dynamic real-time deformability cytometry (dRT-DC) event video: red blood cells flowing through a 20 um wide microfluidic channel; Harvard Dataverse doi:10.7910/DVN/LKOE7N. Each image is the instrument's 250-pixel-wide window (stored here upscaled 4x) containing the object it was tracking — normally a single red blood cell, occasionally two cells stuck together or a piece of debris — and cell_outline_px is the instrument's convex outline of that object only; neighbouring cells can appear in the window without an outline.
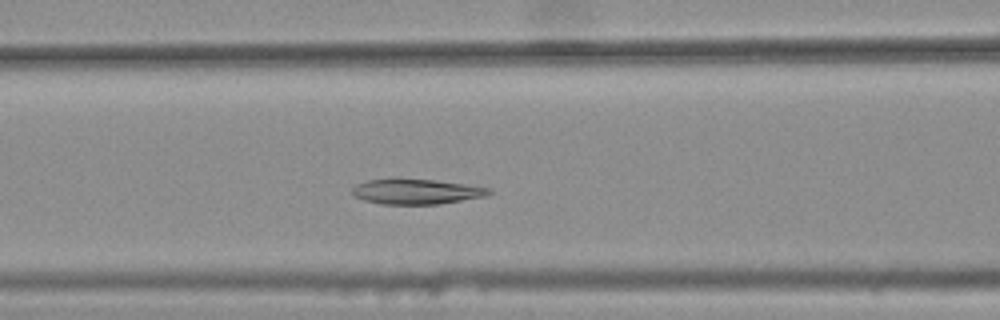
{"species": "common noctule bat (a hibernating species)", "species_latin": "Nyctalus noctula", "temperature_condition": "warm", "stored_images_in_passage": 11, "camera_frame_rate_fps": 3000, "um_per_image_px": 0.085, "animal": {"sex": "female", "body_mass_g": 25.1}, "frame": {"image": 1, "passage_image": 7, "time_ms": 2.0, "image_size_px": [1000, 320], "cell_outline_px": [[496, 192], [488, 196], [440, 204], [380, 204], [364, 200], [352, 196], [352, 188], [356, 184], [368, 180], [392, 176], [396, 176], [432, 180], [464, 184], [492, 188]], "centroid_in_image_um": [35.38, 16.25], "position_along_channel_um": 131.2, "area_um2": 20.92}}
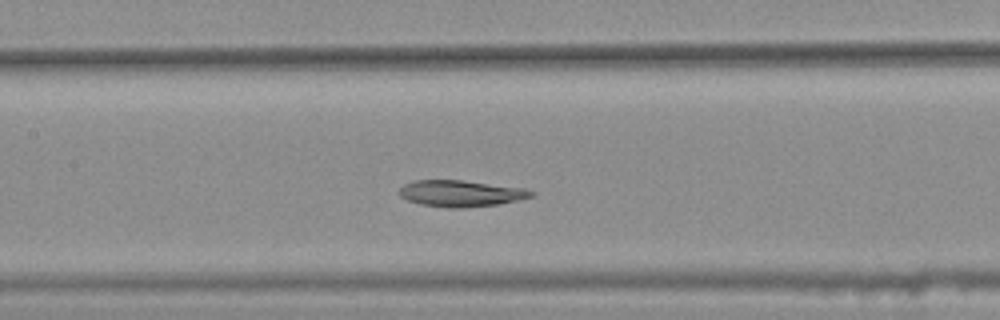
{"frame": {"image": 2, "passage_image": 10, "time_ms": 3.0, "image_size_px": [1000, 320], "cell_outline_px": [[536, 196], [500, 204], [460, 208], [448, 208], [420, 204], [408, 200], [400, 196], [400, 188], [404, 184], [412, 180], [464, 180], [524, 188], [536, 192]], "centroid_in_image_um": [39.21, 16.44], "position_along_channel_um": 168.2, "area_um2": 20.46}}